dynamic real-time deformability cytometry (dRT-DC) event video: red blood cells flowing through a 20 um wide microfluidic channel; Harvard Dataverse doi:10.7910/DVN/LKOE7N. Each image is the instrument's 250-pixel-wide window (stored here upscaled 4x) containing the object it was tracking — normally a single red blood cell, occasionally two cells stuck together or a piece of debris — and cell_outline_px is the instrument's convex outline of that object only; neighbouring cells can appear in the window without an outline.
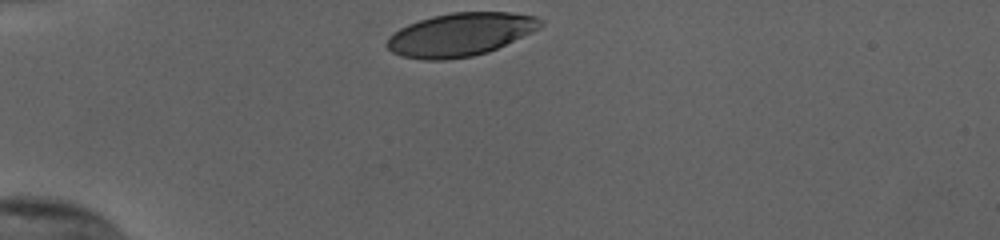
{"species": "human", "species_latin": "Homo sapiens", "temperature_condition": "cold", "stored_images_in_passage": 31, "camera_frame_rate_fps": 3000, "um_per_image_px": 0.085, "donor": {"sex": "female"}, "frame": {"image": 1, "passage_image": 1, "time_ms": 0.0, "image_size_px": [1000, 240], "cell_outline_px": [[544, 24], [540, 28], [532, 32], [488, 52], [472, 56], [444, 60], [424, 60], [400, 56], [392, 52], [384, 44], [388, 36], [400, 28], [408, 24], [432, 16], [452, 12], [512, 12], [536, 16], [544, 20]], "centroid_in_image_um": [39.12, 2.93], "position_along_channel_um": 45.9, "area_um2": 38.84}}
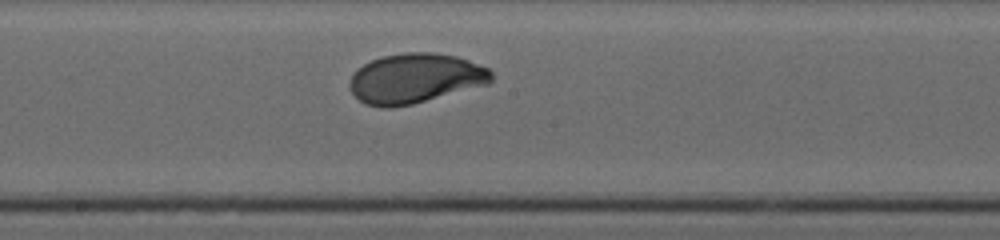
{"frame": {"image": 2, "passage_image": 17, "time_ms": 5.333, "image_size_px": [1000, 240], "cell_outline_px": [[492, 80], [488, 84], [412, 104], [392, 108], [384, 108], [364, 104], [352, 92], [348, 84], [352, 76], [364, 64], [372, 60], [384, 56], [404, 52], [432, 52], [456, 56], [468, 60], [488, 68], [492, 72]], "centroid_in_image_um": [35.3, 6.67], "position_along_channel_um": 212.9, "area_um2": 40.92}}
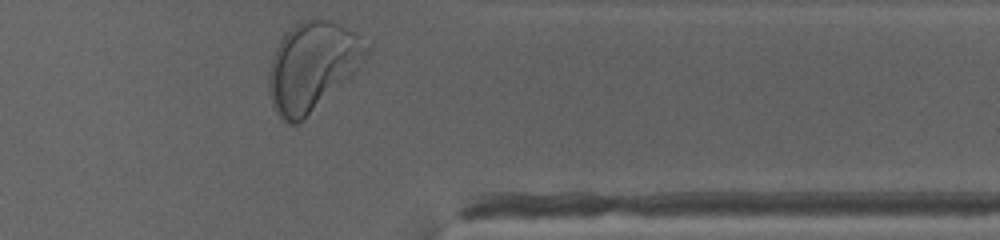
{"frame": {"image": 3, "passage_image": 31, "time_ms": 10.0, "image_size_px": [1000, 240], "cell_outline_px": [[372, 44], [364, 60], [352, 76], [348, 80], [296, 124], [288, 124], [276, 112], [272, 104], [268, 92], [268, 72], [276, 48], [280, 40], [300, 20], [328, 20], [340, 24], [372, 40]], "centroid_in_image_um": [26.6, 5.61], "position_along_channel_um": 384.8, "area_um2": 50.4}, "authors_computed_cell_mechanics": {"area_um2": 40.749, "velocity_mm_per_s": 3.7862, "shape_relaxation_time_tau1_ms": 2.2226, "shape_relaxation_time_tau2_ms": null, "deformation_change_tau1": 0.1387, "deformation_change_tau2": null}}